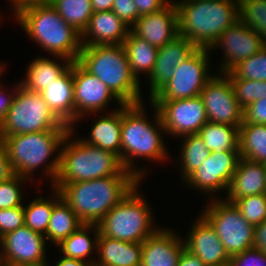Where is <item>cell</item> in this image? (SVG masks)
<instances>
[{"instance_id": "obj_1", "label": "cell", "mask_w": 266, "mask_h": 266, "mask_svg": "<svg viewBox=\"0 0 266 266\" xmlns=\"http://www.w3.org/2000/svg\"><path fill=\"white\" fill-rule=\"evenodd\" d=\"M14 14L21 28L51 56L72 62L81 52V35L66 23L47 0L27 1L17 5Z\"/></svg>"}, {"instance_id": "obj_2", "label": "cell", "mask_w": 266, "mask_h": 266, "mask_svg": "<svg viewBox=\"0 0 266 266\" xmlns=\"http://www.w3.org/2000/svg\"><path fill=\"white\" fill-rule=\"evenodd\" d=\"M151 105L155 112L154 123L146 118L143 102L122 104L121 162L124 168L140 181L144 179L147 172H145L146 168L133 167L136 157V159H151L156 163L164 162L165 158L169 157L163 137L160 134L166 133L165 128L157 107L152 103Z\"/></svg>"}, {"instance_id": "obj_3", "label": "cell", "mask_w": 266, "mask_h": 266, "mask_svg": "<svg viewBox=\"0 0 266 266\" xmlns=\"http://www.w3.org/2000/svg\"><path fill=\"white\" fill-rule=\"evenodd\" d=\"M141 181L135 175H114L67 183L58 191L83 224H98Z\"/></svg>"}, {"instance_id": "obj_4", "label": "cell", "mask_w": 266, "mask_h": 266, "mask_svg": "<svg viewBox=\"0 0 266 266\" xmlns=\"http://www.w3.org/2000/svg\"><path fill=\"white\" fill-rule=\"evenodd\" d=\"M70 130H44L0 138V143L5 148L13 173L30 181L33 172L45 166L43 172L49 175L51 185H53L59 170L62 144ZM55 151L58 154L55 153L53 156ZM50 158L51 162L49 161Z\"/></svg>"}, {"instance_id": "obj_5", "label": "cell", "mask_w": 266, "mask_h": 266, "mask_svg": "<svg viewBox=\"0 0 266 266\" xmlns=\"http://www.w3.org/2000/svg\"><path fill=\"white\" fill-rule=\"evenodd\" d=\"M178 15L179 36L197 48L209 49L227 28L239 20L238 1H173Z\"/></svg>"}, {"instance_id": "obj_6", "label": "cell", "mask_w": 266, "mask_h": 266, "mask_svg": "<svg viewBox=\"0 0 266 266\" xmlns=\"http://www.w3.org/2000/svg\"><path fill=\"white\" fill-rule=\"evenodd\" d=\"M73 128L63 141L60 164L52 185L59 190L67 183L87 181L114 175H133L122 165L120 158L113 152L72 139Z\"/></svg>"}, {"instance_id": "obj_7", "label": "cell", "mask_w": 266, "mask_h": 266, "mask_svg": "<svg viewBox=\"0 0 266 266\" xmlns=\"http://www.w3.org/2000/svg\"><path fill=\"white\" fill-rule=\"evenodd\" d=\"M77 62L101 80L122 104L144 102L140 82L131 73L122 44L82 46Z\"/></svg>"}, {"instance_id": "obj_8", "label": "cell", "mask_w": 266, "mask_h": 266, "mask_svg": "<svg viewBox=\"0 0 266 266\" xmlns=\"http://www.w3.org/2000/svg\"><path fill=\"white\" fill-rule=\"evenodd\" d=\"M138 189L139 184L102 218L97 224L100 234L124 242L143 243L158 229L153 227L150 203Z\"/></svg>"}, {"instance_id": "obj_9", "label": "cell", "mask_w": 266, "mask_h": 266, "mask_svg": "<svg viewBox=\"0 0 266 266\" xmlns=\"http://www.w3.org/2000/svg\"><path fill=\"white\" fill-rule=\"evenodd\" d=\"M53 129L71 127L53 114L41 93L28 90L19 82L12 105L0 124V138Z\"/></svg>"}, {"instance_id": "obj_10", "label": "cell", "mask_w": 266, "mask_h": 266, "mask_svg": "<svg viewBox=\"0 0 266 266\" xmlns=\"http://www.w3.org/2000/svg\"><path fill=\"white\" fill-rule=\"evenodd\" d=\"M211 202L201 216L212 226L229 257L254 247L255 227L242 216L235 204L221 197L211 199Z\"/></svg>"}, {"instance_id": "obj_11", "label": "cell", "mask_w": 266, "mask_h": 266, "mask_svg": "<svg viewBox=\"0 0 266 266\" xmlns=\"http://www.w3.org/2000/svg\"><path fill=\"white\" fill-rule=\"evenodd\" d=\"M209 49L197 48L185 61L175 67V73L149 101H171L199 96L214 76L209 73Z\"/></svg>"}, {"instance_id": "obj_12", "label": "cell", "mask_w": 266, "mask_h": 266, "mask_svg": "<svg viewBox=\"0 0 266 266\" xmlns=\"http://www.w3.org/2000/svg\"><path fill=\"white\" fill-rule=\"evenodd\" d=\"M157 107L166 134L172 137L198 134L208 121L199 96L171 101H150Z\"/></svg>"}, {"instance_id": "obj_13", "label": "cell", "mask_w": 266, "mask_h": 266, "mask_svg": "<svg viewBox=\"0 0 266 266\" xmlns=\"http://www.w3.org/2000/svg\"><path fill=\"white\" fill-rule=\"evenodd\" d=\"M240 158V151L211 152L184 182L188 187H194L208 197H212L213 194L215 199L214 194L217 196L219 191H228Z\"/></svg>"}, {"instance_id": "obj_14", "label": "cell", "mask_w": 266, "mask_h": 266, "mask_svg": "<svg viewBox=\"0 0 266 266\" xmlns=\"http://www.w3.org/2000/svg\"><path fill=\"white\" fill-rule=\"evenodd\" d=\"M200 97L210 122L239 127L243 108L236 100L232 82L225 73L215 74L205 85Z\"/></svg>"}, {"instance_id": "obj_15", "label": "cell", "mask_w": 266, "mask_h": 266, "mask_svg": "<svg viewBox=\"0 0 266 266\" xmlns=\"http://www.w3.org/2000/svg\"><path fill=\"white\" fill-rule=\"evenodd\" d=\"M46 241L44 235L25 225L5 234L0 238V265L48 263Z\"/></svg>"}, {"instance_id": "obj_16", "label": "cell", "mask_w": 266, "mask_h": 266, "mask_svg": "<svg viewBox=\"0 0 266 266\" xmlns=\"http://www.w3.org/2000/svg\"><path fill=\"white\" fill-rule=\"evenodd\" d=\"M74 91V125L82 117L101 113L109 101L122 103L111 93L108 87L96 76L91 75L77 61L72 62Z\"/></svg>"}, {"instance_id": "obj_17", "label": "cell", "mask_w": 266, "mask_h": 266, "mask_svg": "<svg viewBox=\"0 0 266 266\" xmlns=\"http://www.w3.org/2000/svg\"><path fill=\"white\" fill-rule=\"evenodd\" d=\"M264 46L262 34L238 20L219 35L210 46L209 51L217 50L220 47L223 49L224 60L220 62L221 65L218 69L220 73H227L239 62L251 57Z\"/></svg>"}, {"instance_id": "obj_18", "label": "cell", "mask_w": 266, "mask_h": 266, "mask_svg": "<svg viewBox=\"0 0 266 266\" xmlns=\"http://www.w3.org/2000/svg\"><path fill=\"white\" fill-rule=\"evenodd\" d=\"M136 36L160 49L179 36L177 9L173 1L154 13L140 16L130 29Z\"/></svg>"}, {"instance_id": "obj_19", "label": "cell", "mask_w": 266, "mask_h": 266, "mask_svg": "<svg viewBox=\"0 0 266 266\" xmlns=\"http://www.w3.org/2000/svg\"><path fill=\"white\" fill-rule=\"evenodd\" d=\"M186 239L185 248L199 257L206 266L229 265L230 257L212 226L200 215L193 223Z\"/></svg>"}, {"instance_id": "obj_20", "label": "cell", "mask_w": 266, "mask_h": 266, "mask_svg": "<svg viewBox=\"0 0 266 266\" xmlns=\"http://www.w3.org/2000/svg\"><path fill=\"white\" fill-rule=\"evenodd\" d=\"M158 228L142 243L141 266H177L184 240L174 230Z\"/></svg>"}, {"instance_id": "obj_21", "label": "cell", "mask_w": 266, "mask_h": 266, "mask_svg": "<svg viewBox=\"0 0 266 266\" xmlns=\"http://www.w3.org/2000/svg\"><path fill=\"white\" fill-rule=\"evenodd\" d=\"M196 49L191 41L182 36H177L158 49L156 62L148 78L150 98L170 80L175 73V67L189 58Z\"/></svg>"}, {"instance_id": "obj_22", "label": "cell", "mask_w": 266, "mask_h": 266, "mask_svg": "<svg viewBox=\"0 0 266 266\" xmlns=\"http://www.w3.org/2000/svg\"><path fill=\"white\" fill-rule=\"evenodd\" d=\"M130 29L112 10L94 12L81 35V45L122 44Z\"/></svg>"}, {"instance_id": "obj_23", "label": "cell", "mask_w": 266, "mask_h": 266, "mask_svg": "<svg viewBox=\"0 0 266 266\" xmlns=\"http://www.w3.org/2000/svg\"><path fill=\"white\" fill-rule=\"evenodd\" d=\"M266 193L265 164L240 158L227 191L228 202L239 198Z\"/></svg>"}, {"instance_id": "obj_24", "label": "cell", "mask_w": 266, "mask_h": 266, "mask_svg": "<svg viewBox=\"0 0 266 266\" xmlns=\"http://www.w3.org/2000/svg\"><path fill=\"white\" fill-rule=\"evenodd\" d=\"M49 109L64 124L74 127V91L71 66L40 92Z\"/></svg>"}, {"instance_id": "obj_25", "label": "cell", "mask_w": 266, "mask_h": 266, "mask_svg": "<svg viewBox=\"0 0 266 266\" xmlns=\"http://www.w3.org/2000/svg\"><path fill=\"white\" fill-rule=\"evenodd\" d=\"M94 266H141L142 243H130L103 236L97 240Z\"/></svg>"}, {"instance_id": "obj_26", "label": "cell", "mask_w": 266, "mask_h": 266, "mask_svg": "<svg viewBox=\"0 0 266 266\" xmlns=\"http://www.w3.org/2000/svg\"><path fill=\"white\" fill-rule=\"evenodd\" d=\"M98 117L91 127L89 138L81 140L92 146L115 153L121 160L122 105Z\"/></svg>"}, {"instance_id": "obj_27", "label": "cell", "mask_w": 266, "mask_h": 266, "mask_svg": "<svg viewBox=\"0 0 266 266\" xmlns=\"http://www.w3.org/2000/svg\"><path fill=\"white\" fill-rule=\"evenodd\" d=\"M60 60H63V64L46 57L33 59L20 84L28 90L42 92L71 66L72 61L69 59L61 57Z\"/></svg>"}, {"instance_id": "obj_28", "label": "cell", "mask_w": 266, "mask_h": 266, "mask_svg": "<svg viewBox=\"0 0 266 266\" xmlns=\"http://www.w3.org/2000/svg\"><path fill=\"white\" fill-rule=\"evenodd\" d=\"M91 229L95 238H91V236H89ZM98 236V225L82 224L77 230H75L69 237L62 240L57 246L61 250V254L64 257L83 260L94 266L96 259H91L89 256H91V254L93 255L95 249L97 250Z\"/></svg>"}, {"instance_id": "obj_29", "label": "cell", "mask_w": 266, "mask_h": 266, "mask_svg": "<svg viewBox=\"0 0 266 266\" xmlns=\"http://www.w3.org/2000/svg\"><path fill=\"white\" fill-rule=\"evenodd\" d=\"M122 46L125 49L131 73L137 81L140 82L139 75L141 73L148 74L149 77L156 62L158 49L146 40L136 36L131 30Z\"/></svg>"}, {"instance_id": "obj_30", "label": "cell", "mask_w": 266, "mask_h": 266, "mask_svg": "<svg viewBox=\"0 0 266 266\" xmlns=\"http://www.w3.org/2000/svg\"><path fill=\"white\" fill-rule=\"evenodd\" d=\"M198 135L210 152L239 151V127L207 121Z\"/></svg>"}, {"instance_id": "obj_31", "label": "cell", "mask_w": 266, "mask_h": 266, "mask_svg": "<svg viewBox=\"0 0 266 266\" xmlns=\"http://www.w3.org/2000/svg\"><path fill=\"white\" fill-rule=\"evenodd\" d=\"M240 156L266 164V125L242 123L239 126Z\"/></svg>"}, {"instance_id": "obj_32", "label": "cell", "mask_w": 266, "mask_h": 266, "mask_svg": "<svg viewBox=\"0 0 266 266\" xmlns=\"http://www.w3.org/2000/svg\"><path fill=\"white\" fill-rule=\"evenodd\" d=\"M83 223L71 210L70 206L61 199L51 212L47 227L46 240H50L54 245H58L62 240L69 237Z\"/></svg>"}, {"instance_id": "obj_33", "label": "cell", "mask_w": 266, "mask_h": 266, "mask_svg": "<svg viewBox=\"0 0 266 266\" xmlns=\"http://www.w3.org/2000/svg\"><path fill=\"white\" fill-rule=\"evenodd\" d=\"M80 35L85 31L89 20L94 13L91 0H47Z\"/></svg>"}, {"instance_id": "obj_34", "label": "cell", "mask_w": 266, "mask_h": 266, "mask_svg": "<svg viewBox=\"0 0 266 266\" xmlns=\"http://www.w3.org/2000/svg\"><path fill=\"white\" fill-rule=\"evenodd\" d=\"M53 199L37 197L24 207L25 226L32 231L46 234L53 207L62 199L60 192L53 188Z\"/></svg>"}, {"instance_id": "obj_35", "label": "cell", "mask_w": 266, "mask_h": 266, "mask_svg": "<svg viewBox=\"0 0 266 266\" xmlns=\"http://www.w3.org/2000/svg\"><path fill=\"white\" fill-rule=\"evenodd\" d=\"M181 157L179 156L182 179L184 181L191 173L198 169L203 161L209 157L210 151L198 134L183 136Z\"/></svg>"}, {"instance_id": "obj_36", "label": "cell", "mask_w": 266, "mask_h": 266, "mask_svg": "<svg viewBox=\"0 0 266 266\" xmlns=\"http://www.w3.org/2000/svg\"><path fill=\"white\" fill-rule=\"evenodd\" d=\"M225 74L228 77H238L239 79L266 81V45Z\"/></svg>"}, {"instance_id": "obj_37", "label": "cell", "mask_w": 266, "mask_h": 266, "mask_svg": "<svg viewBox=\"0 0 266 266\" xmlns=\"http://www.w3.org/2000/svg\"><path fill=\"white\" fill-rule=\"evenodd\" d=\"M229 78L236 100L242 108L254 101L266 98V81L239 79L238 77Z\"/></svg>"}, {"instance_id": "obj_38", "label": "cell", "mask_w": 266, "mask_h": 266, "mask_svg": "<svg viewBox=\"0 0 266 266\" xmlns=\"http://www.w3.org/2000/svg\"><path fill=\"white\" fill-rule=\"evenodd\" d=\"M239 20L261 33L266 28V0H239Z\"/></svg>"}, {"instance_id": "obj_39", "label": "cell", "mask_w": 266, "mask_h": 266, "mask_svg": "<svg viewBox=\"0 0 266 266\" xmlns=\"http://www.w3.org/2000/svg\"><path fill=\"white\" fill-rule=\"evenodd\" d=\"M233 203L254 227L266 220V193L239 198Z\"/></svg>"}, {"instance_id": "obj_40", "label": "cell", "mask_w": 266, "mask_h": 266, "mask_svg": "<svg viewBox=\"0 0 266 266\" xmlns=\"http://www.w3.org/2000/svg\"><path fill=\"white\" fill-rule=\"evenodd\" d=\"M24 177L14 174L8 180L0 183V209L22 206L23 192L21 186L27 182Z\"/></svg>"}, {"instance_id": "obj_41", "label": "cell", "mask_w": 266, "mask_h": 266, "mask_svg": "<svg viewBox=\"0 0 266 266\" xmlns=\"http://www.w3.org/2000/svg\"><path fill=\"white\" fill-rule=\"evenodd\" d=\"M24 207L0 209V238L25 225Z\"/></svg>"}, {"instance_id": "obj_42", "label": "cell", "mask_w": 266, "mask_h": 266, "mask_svg": "<svg viewBox=\"0 0 266 266\" xmlns=\"http://www.w3.org/2000/svg\"><path fill=\"white\" fill-rule=\"evenodd\" d=\"M228 266H266V255L255 247L230 257Z\"/></svg>"}, {"instance_id": "obj_43", "label": "cell", "mask_w": 266, "mask_h": 266, "mask_svg": "<svg viewBox=\"0 0 266 266\" xmlns=\"http://www.w3.org/2000/svg\"><path fill=\"white\" fill-rule=\"evenodd\" d=\"M111 10L130 28L140 17L133 0H114Z\"/></svg>"}, {"instance_id": "obj_44", "label": "cell", "mask_w": 266, "mask_h": 266, "mask_svg": "<svg viewBox=\"0 0 266 266\" xmlns=\"http://www.w3.org/2000/svg\"><path fill=\"white\" fill-rule=\"evenodd\" d=\"M266 125V98L254 101L243 108V122Z\"/></svg>"}, {"instance_id": "obj_45", "label": "cell", "mask_w": 266, "mask_h": 266, "mask_svg": "<svg viewBox=\"0 0 266 266\" xmlns=\"http://www.w3.org/2000/svg\"><path fill=\"white\" fill-rule=\"evenodd\" d=\"M139 16L162 10L172 0H133Z\"/></svg>"}, {"instance_id": "obj_46", "label": "cell", "mask_w": 266, "mask_h": 266, "mask_svg": "<svg viewBox=\"0 0 266 266\" xmlns=\"http://www.w3.org/2000/svg\"><path fill=\"white\" fill-rule=\"evenodd\" d=\"M2 84H0V124L3 122L6 113L8 112L9 108L12 105L14 96L17 92V88L19 87V83H17L13 89H15L14 91H10L11 94H7L6 90L4 91L3 87L1 86ZM3 89V91H2ZM13 92V93H12Z\"/></svg>"}, {"instance_id": "obj_47", "label": "cell", "mask_w": 266, "mask_h": 266, "mask_svg": "<svg viewBox=\"0 0 266 266\" xmlns=\"http://www.w3.org/2000/svg\"><path fill=\"white\" fill-rule=\"evenodd\" d=\"M254 247L266 255V220L255 226Z\"/></svg>"}, {"instance_id": "obj_48", "label": "cell", "mask_w": 266, "mask_h": 266, "mask_svg": "<svg viewBox=\"0 0 266 266\" xmlns=\"http://www.w3.org/2000/svg\"><path fill=\"white\" fill-rule=\"evenodd\" d=\"M13 175L5 148L0 143V183L8 180Z\"/></svg>"}, {"instance_id": "obj_49", "label": "cell", "mask_w": 266, "mask_h": 266, "mask_svg": "<svg viewBox=\"0 0 266 266\" xmlns=\"http://www.w3.org/2000/svg\"><path fill=\"white\" fill-rule=\"evenodd\" d=\"M177 266H206L196 255L184 248Z\"/></svg>"}, {"instance_id": "obj_50", "label": "cell", "mask_w": 266, "mask_h": 266, "mask_svg": "<svg viewBox=\"0 0 266 266\" xmlns=\"http://www.w3.org/2000/svg\"><path fill=\"white\" fill-rule=\"evenodd\" d=\"M114 0H91L94 12L110 11L112 9Z\"/></svg>"}, {"instance_id": "obj_51", "label": "cell", "mask_w": 266, "mask_h": 266, "mask_svg": "<svg viewBox=\"0 0 266 266\" xmlns=\"http://www.w3.org/2000/svg\"><path fill=\"white\" fill-rule=\"evenodd\" d=\"M56 266H92L90 263L79 259L67 258L62 256L56 262Z\"/></svg>"}, {"instance_id": "obj_52", "label": "cell", "mask_w": 266, "mask_h": 266, "mask_svg": "<svg viewBox=\"0 0 266 266\" xmlns=\"http://www.w3.org/2000/svg\"><path fill=\"white\" fill-rule=\"evenodd\" d=\"M11 1V5L13 8H15L17 5L21 4V3H24V2H27V1H35V0H9Z\"/></svg>"}, {"instance_id": "obj_53", "label": "cell", "mask_w": 266, "mask_h": 266, "mask_svg": "<svg viewBox=\"0 0 266 266\" xmlns=\"http://www.w3.org/2000/svg\"><path fill=\"white\" fill-rule=\"evenodd\" d=\"M12 266H49L47 263L41 264H26V265H12Z\"/></svg>"}, {"instance_id": "obj_54", "label": "cell", "mask_w": 266, "mask_h": 266, "mask_svg": "<svg viewBox=\"0 0 266 266\" xmlns=\"http://www.w3.org/2000/svg\"><path fill=\"white\" fill-rule=\"evenodd\" d=\"M262 34V37H263V40H264V43L266 45V28L261 32Z\"/></svg>"}, {"instance_id": "obj_55", "label": "cell", "mask_w": 266, "mask_h": 266, "mask_svg": "<svg viewBox=\"0 0 266 266\" xmlns=\"http://www.w3.org/2000/svg\"><path fill=\"white\" fill-rule=\"evenodd\" d=\"M4 70H5V64L3 65V63H0V77H1V75H3L2 73Z\"/></svg>"}, {"instance_id": "obj_56", "label": "cell", "mask_w": 266, "mask_h": 266, "mask_svg": "<svg viewBox=\"0 0 266 266\" xmlns=\"http://www.w3.org/2000/svg\"><path fill=\"white\" fill-rule=\"evenodd\" d=\"M216 1H238L239 2V0H216Z\"/></svg>"}]
</instances>
